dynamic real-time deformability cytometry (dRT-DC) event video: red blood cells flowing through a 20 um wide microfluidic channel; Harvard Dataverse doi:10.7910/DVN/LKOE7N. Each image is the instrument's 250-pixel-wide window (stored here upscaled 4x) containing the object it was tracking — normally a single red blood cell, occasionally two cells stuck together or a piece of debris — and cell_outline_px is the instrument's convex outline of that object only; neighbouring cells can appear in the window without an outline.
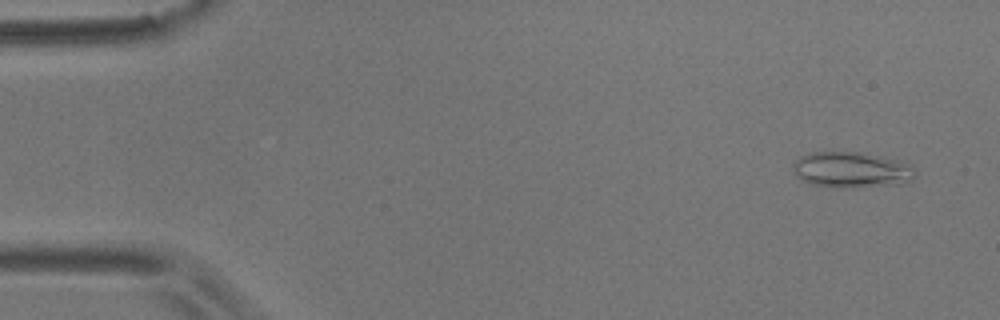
{"species": "common noctule bat (a hibernating species)", "species_latin": "Nyctalus noctula", "temperature_condition": "room temperature", "stored_images_in_passage": 6, "camera_frame_rate_fps": 3000, "um_per_image_px": 0.085, "animal": {"sex": "male", "body_mass_g": 17.9}, "frame": {"image": 1, "passage_image": 1, "time_ms": 0.0, "image_size_px": [1000, 320], "cell_outline_px": [[916, 176], [912, 180], [900, 184], [856, 188], [840, 188], [812, 184], [796, 176], [792, 168], [796, 160], [800, 156], [808, 152], [860, 152], [900, 160], [908, 164], [916, 172]], "centroid_in_image_um": [72.39, 14.44], "position_along_channel_um": 12.6, "area_um2": 25.72}}
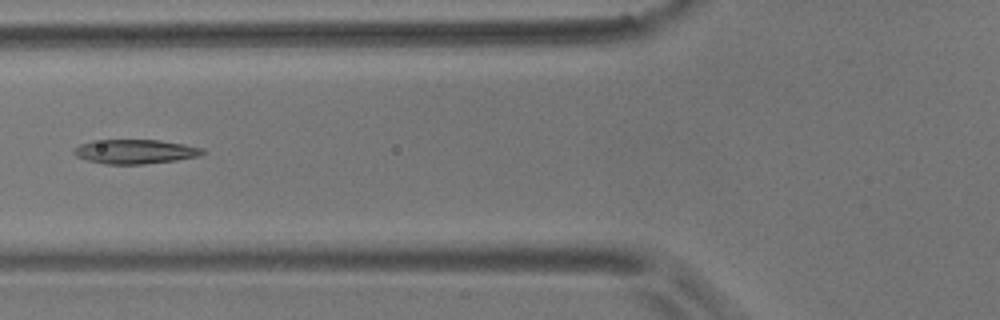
{"frame": {"image": 2, "passage_image": 6, "time_ms": 1.667, "image_size_px": [1000, 320], "cell_outline_px": [[204, 152], [196, 156], [176, 160], [144, 164], [104, 164], [88, 160], [76, 156], [72, 152], [72, 148], [80, 144], [92, 140], [160, 140], [184, 144], [200, 148]], "centroid_in_image_um": [11.39, 12.88], "position_along_channel_um": 114.4, "area_um2": 18.09}}